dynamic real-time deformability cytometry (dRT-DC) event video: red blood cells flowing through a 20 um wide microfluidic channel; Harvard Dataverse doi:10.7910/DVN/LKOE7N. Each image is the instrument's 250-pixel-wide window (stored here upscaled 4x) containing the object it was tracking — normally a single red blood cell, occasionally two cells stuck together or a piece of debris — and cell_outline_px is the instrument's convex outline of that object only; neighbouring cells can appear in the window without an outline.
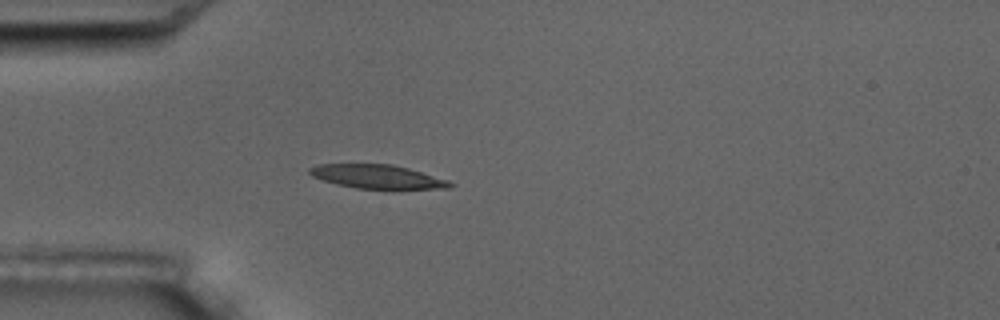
{"species": "common noctule bat (a hibernating species)", "species_latin": "Nyctalus noctula", "temperature_condition": "room temperature", "stored_images_in_passage": 3, "camera_frame_rate_fps": 3000, "um_per_image_px": 0.085, "animal": {"sex": "male", "body_mass_g": 17.5, "forearm_length_mm": 52.3}, "frame": {"image": 1, "passage_image": 3, "time_ms": 2.0, "image_size_px": [1000, 320], "cell_outline_px": [[456, 184], [452, 188], [356, 188], [336, 184], [312, 176], [308, 172], [308, 168], [320, 164], [392, 164], [408, 168], [448, 180]], "centroid_in_image_um": [32.07, 15.0], "position_along_channel_um": 52.9, "area_um2": 19.19}}